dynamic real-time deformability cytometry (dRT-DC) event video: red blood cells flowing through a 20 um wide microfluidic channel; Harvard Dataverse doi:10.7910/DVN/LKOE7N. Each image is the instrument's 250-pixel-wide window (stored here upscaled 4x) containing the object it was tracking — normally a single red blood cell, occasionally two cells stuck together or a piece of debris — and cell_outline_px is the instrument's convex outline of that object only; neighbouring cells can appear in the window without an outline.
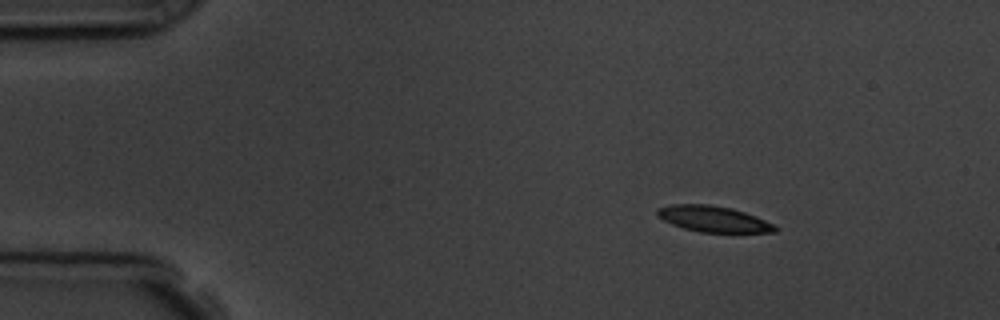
{"species": "common noctule bat (a hibernating species)", "species_latin": "Nyctalus noctula", "temperature_condition": "room temperature", "stored_images_in_passage": 4, "camera_frame_rate_fps": 3000, "um_per_image_px": 0.085, "animal": {"sex": "male", "body_mass_g": 19.5, "forearm_length_mm": 54.6}, "frame": {"image": 1, "passage_image": 1, "time_ms": 0.0, "image_size_px": [1000, 320], "cell_outline_px": [[780, 228], [776, 232], [700, 232], [684, 228], [672, 224], [656, 216], [656, 208], [668, 204], [708, 204], [732, 208], [756, 216]], "centroid_in_image_um": [60.6, 18.6], "position_along_channel_um": 24.4, "area_um2": 17.86}}
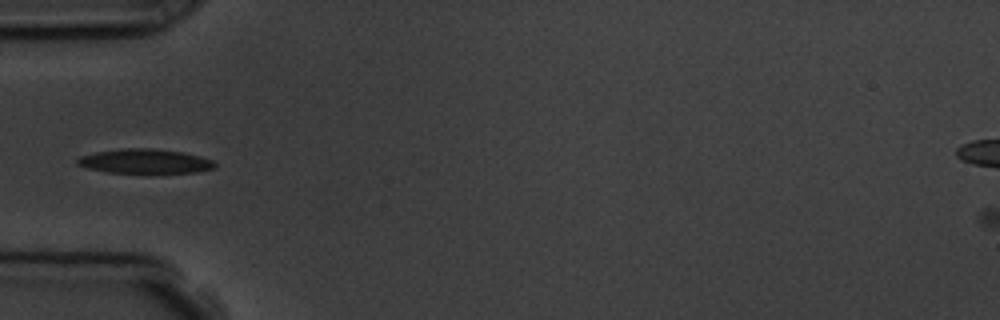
{"frame": {"image": 2, "passage_image": 4, "time_ms": 3.333, "image_size_px": [1000, 320], "cell_outline_px": [[216, 168], [196, 172], [108, 172], [88, 168], [76, 164], [76, 160], [80, 156], [96, 152], [124, 148], [152, 148], [180, 152], [200, 156], [212, 160], [216, 164]], "centroid_in_image_um": [12.31, 13.7], "position_along_channel_um": 72.7, "area_um2": 19.25}}